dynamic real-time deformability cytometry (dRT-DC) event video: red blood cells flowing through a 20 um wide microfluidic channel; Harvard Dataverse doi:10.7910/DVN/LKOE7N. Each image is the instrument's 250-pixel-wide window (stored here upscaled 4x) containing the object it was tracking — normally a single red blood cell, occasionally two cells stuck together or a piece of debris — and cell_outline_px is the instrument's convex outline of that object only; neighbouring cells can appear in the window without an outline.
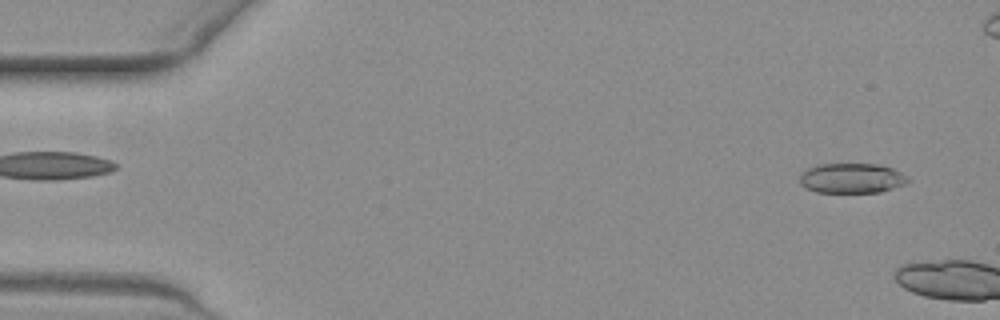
{"species": "common noctule bat (a hibernating species)", "species_latin": "Nyctalus noctula", "temperature_condition": "warm", "stored_images_in_passage": 6, "camera_frame_rate_fps": 3000, "um_per_image_px": 0.085, "animal": {"sex": "female", "body_mass_g": 19.3, "forearm_length_mm": 54.1}, "frame": {"image": 1, "passage_image": 3, "time_ms": 0.667, "image_size_px": [1000, 320], "cell_outline_px": [[912, 180], [904, 184], [880, 192], [816, 192], [804, 188], [800, 184], [800, 176], [808, 168], [816, 164], [876, 164], [892, 168], [908, 176]], "centroid_in_image_um": [72.39, 15.15], "position_along_channel_um": 12.6, "area_um2": 18.9}}